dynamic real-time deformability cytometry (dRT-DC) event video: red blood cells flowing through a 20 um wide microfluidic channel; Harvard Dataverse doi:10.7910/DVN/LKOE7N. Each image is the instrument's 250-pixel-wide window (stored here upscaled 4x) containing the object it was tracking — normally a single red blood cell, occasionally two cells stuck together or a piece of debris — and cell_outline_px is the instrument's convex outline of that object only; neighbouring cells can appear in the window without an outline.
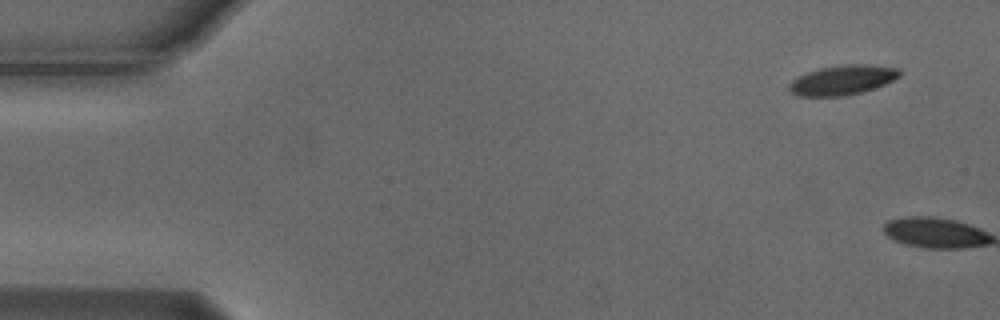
{"species": "Egyptian fruit bat (a non-hibernating species)", "species_latin": "Rousettus aegyptiacus", "temperature_condition": "cold", "stored_images_in_passage": 2, "camera_frame_rate_fps": 3000, "um_per_image_px": 0.085, "animal": {"sex": "male"}, "frame": {"image": 1, "passage_image": 1, "time_ms": 0.0, "image_size_px": [1000, 320], "cell_outline_px": [[900, 76], [884, 84], [860, 92], [844, 96], [800, 96], [792, 92], [788, 88], [788, 84], [792, 80], [808, 72], [820, 68], [840, 64], [872, 64], [900, 68]], "centroid_in_image_um": [71.62, 6.78], "position_along_channel_um": 13.4, "area_um2": 19.02}}